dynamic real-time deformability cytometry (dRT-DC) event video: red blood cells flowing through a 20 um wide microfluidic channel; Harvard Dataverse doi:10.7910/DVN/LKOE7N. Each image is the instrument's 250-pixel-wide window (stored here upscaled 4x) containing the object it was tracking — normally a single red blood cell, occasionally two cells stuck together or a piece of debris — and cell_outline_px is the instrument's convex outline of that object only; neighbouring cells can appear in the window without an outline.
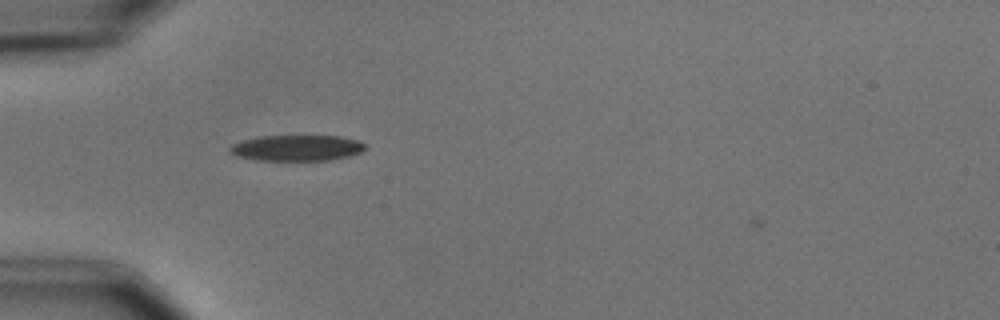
{"species": "common noctule bat (a hibernating species)", "species_latin": "Nyctalus noctula", "temperature_condition": "cold", "stored_images_in_passage": 5, "camera_frame_rate_fps": 3000, "um_per_image_px": 0.085, "animal": {"sex": "male", "body_mass_g": 15.6}, "frame": {"image": 1, "passage_image": 2, "time_ms": 1.0, "image_size_px": [1000, 320], "cell_outline_px": [[364, 148], [360, 152], [348, 156], [332, 160], [256, 160], [240, 156], [232, 152], [228, 148], [232, 144], [244, 140], [260, 136], [340, 136], [356, 140], [364, 144]], "centroid_in_image_um": [25.23, 12.57], "position_along_channel_um": 59.8, "area_um2": 20.06}}
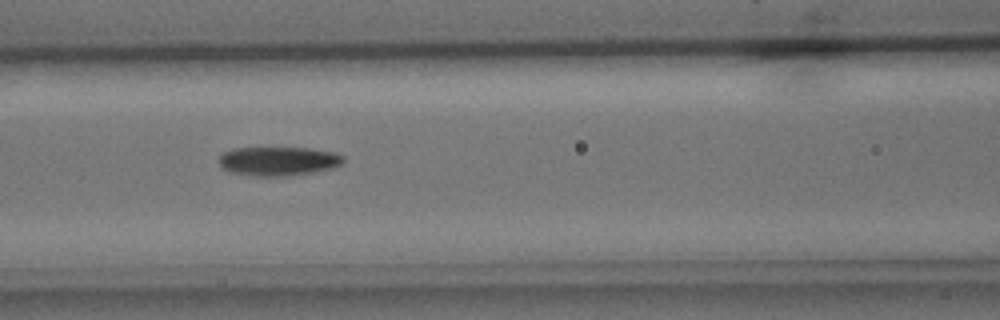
{"frame": {"image": 2, "passage_image": 4, "time_ms": 3.333, "image_size_px": [1000, 320], "cell_outline_px": [[344, 164], [332, 168], [312, 172], [284, 176], [256, 176], [232, 172], [220, 168], [220, 156], [224, 152], [232, 148], [308, 148], [336, 152], [344, 156]], "centroid_in_image_um": [23.69, 13.69], "position_along_channel_um": 142.9, "area_um2": 21.04}}
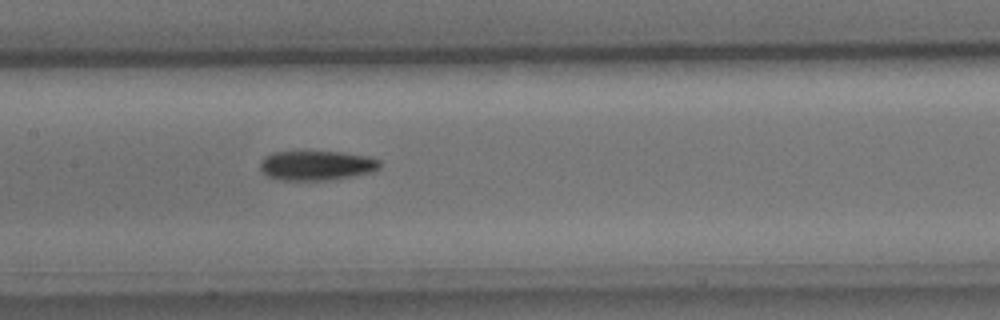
{"frame": {"image": 3, "passage_image": 5, "time_ms": 4.333, "image_size_px": [1000, 320], "cell_outline_px": [[380, 168], [372, 172], [328, 180], [280, 180], [268, 176], [260, 168], [260, 160], [264, 156], [272, 152], [340, 152], [368, 156], [380, 160]], "centroid_in_image_um": [26.9, 14.06], "position_along_channel_um": 180.5, "area_um2": 20.58}}